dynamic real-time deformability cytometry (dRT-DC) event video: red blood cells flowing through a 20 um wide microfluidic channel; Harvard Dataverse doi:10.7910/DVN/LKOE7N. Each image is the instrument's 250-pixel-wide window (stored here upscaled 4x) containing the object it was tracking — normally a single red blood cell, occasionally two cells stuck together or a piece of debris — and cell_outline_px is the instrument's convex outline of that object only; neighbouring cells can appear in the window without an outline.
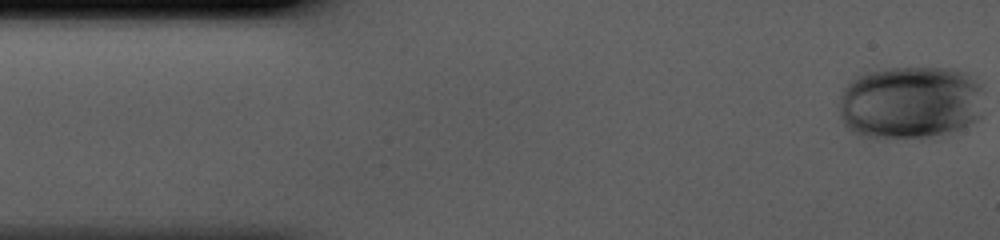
{"species": "human", "species_latin": "Homo sapiens", "temperature_condition": "cold", "stored_images_in_passage": 42, "camera_frame_rate_fps": 3000, "um_per_image_px": 0.085, "donor": {"sex": "male"}, "frame": {"image": 1, "passage_image": 1, "time_ms": 0.0, "image_size_px": [1000, 240], "cell_outline_px": [[980, 116], [976, 120], [940, 140], [876, 140], [860, 136], [848, 128], [844, 124], [840, 116], [840, 96], [844, 88], [856, 76], [864, 72], [888, 68], [948, 68], [964, 72], [980, 84]], "centroid_in_image_um": [77.35, 8.8], "position_along_channel_um": 7.7, "area_um2": 63.7}}
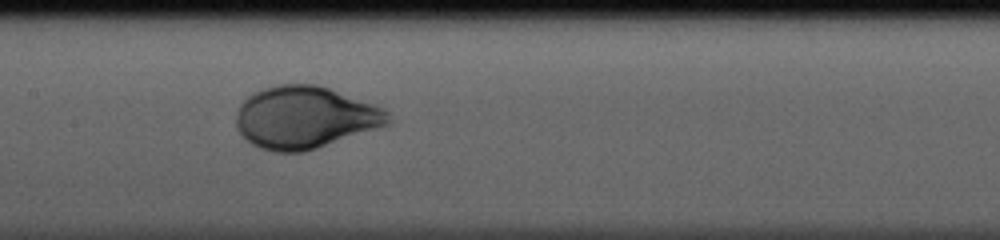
{"frame": {"image": 2, "passage_image": 20, "time_ms": 6.333, "image_size_px": [1000, 240], "cell_outline_px": [[388, 124], [304, 152], [272, 152], [260, 148], [252, 144], [236, 128], [236, 112], [240, 104], [252, 92], [264, 88], [280, 84], [316, 84], [328, 88], [384, 108], [388, 112]], "centroid_in_image_um": [25.86, 9.98], "position_along_channel_um": 181.5, "area_um2": 54.56}}
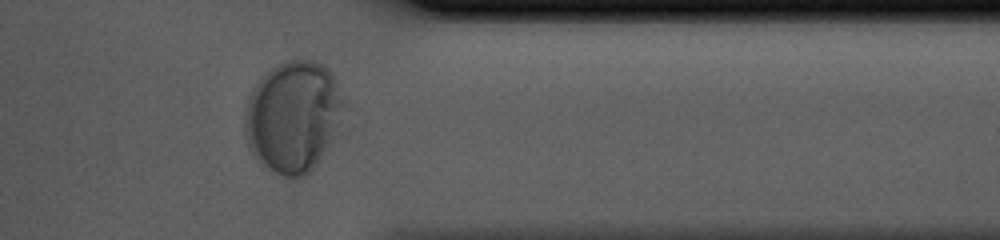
{"frame": {"image": 3, "passage_image": 35, "time_ms": 11.333, "image_size_px": [1000, 240], "cell_outline_px": [[344, 104], [328, 140], [316, 164], [304, 176], [284, 176], [268, 168], [252, 152], [248, 144], [244, 132], [244, 112], [248, 96], [252, 88], [276, 64], [284, 60], [312, 60], [324, 64], [332, 72]], "centroid_in_image_um": [24.84, 9.84], "position_along_channel_um": 386.6, "area_um2": 62.6}}